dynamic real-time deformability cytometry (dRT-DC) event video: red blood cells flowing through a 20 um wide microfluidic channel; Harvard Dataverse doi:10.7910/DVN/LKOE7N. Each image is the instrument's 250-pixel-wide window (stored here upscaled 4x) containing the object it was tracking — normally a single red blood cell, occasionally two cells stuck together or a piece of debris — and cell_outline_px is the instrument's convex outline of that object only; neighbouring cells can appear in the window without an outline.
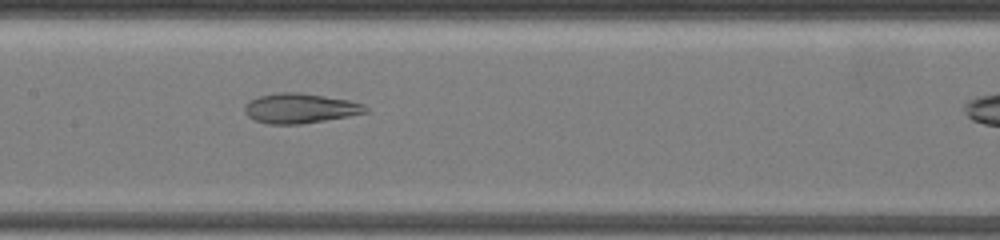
{"species": "common noctule bat (a hibernating species)", "species_latin": "Nyctalus noctula", "temperature_condition": "warm", "stored_images_in_passage": 12, "camera_frame_rate_fps": 3000, "um_per_image_px": 0.085, "animal": {"sex": "female", "body_mass_g": 19.5, "forearm_length_mm": 54.1}, "frame": {"image": 1, "passage_image": 9, "time_ms": 5.667, "image_size_px": [1000, 240], "cell_outline_px": [[372, 112], [300, 124], [268, 124], [256, 120], [248, 116], [244, 112], [244, 104], [260, 96], [276, 92], [300, 92], [348, 100], [364, 104]], "centroid_in_image_um": [25.53, 9.2], "position_along_channel_um": 181.9, "area_um2": 21.04}}
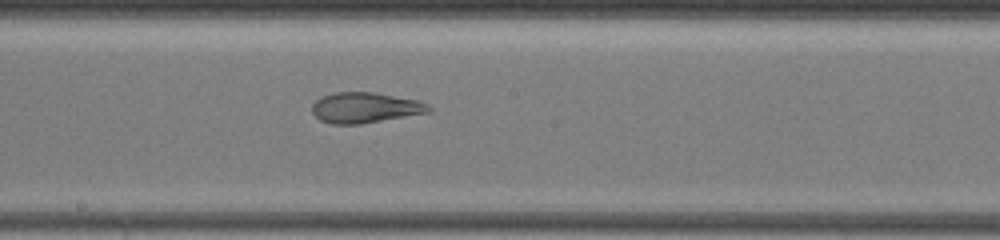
{"frame": {"image": 2, "passage_image": 10, "time_ms": 6.667, "image_size_px": [1000, 240], "cell_outline_px": [[432, 112], [360, 124], [332, 124], [320, 120], [312, 112], [312, 104], [320, 96], [336, 92], [372, 92], [416, 100], [428, 104], [432, 108]], "centroid_in_image_um": [31.02, 9.15], "position_along_channel_um": 217.2, "area_um2": 20.75}}